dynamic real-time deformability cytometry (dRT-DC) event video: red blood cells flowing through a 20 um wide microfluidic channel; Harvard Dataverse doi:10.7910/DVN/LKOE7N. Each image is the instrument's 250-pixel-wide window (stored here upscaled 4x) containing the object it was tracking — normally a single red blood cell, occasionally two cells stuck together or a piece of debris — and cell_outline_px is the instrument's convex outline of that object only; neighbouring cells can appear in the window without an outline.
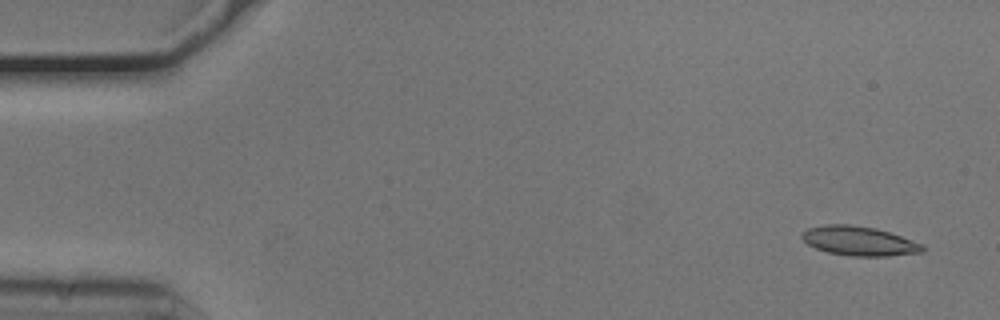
{"species": "common noctule bat (a hibernating species)", "species_latin": "Nyctalus noctula", "temperature_condition": "cold", "stored_images_in_passage": 7, "camera_frame_rate_fps": 3000, "um_per_image_px": 0.085, "animal": {"sex": "male", "body_mass_g": 20.5, "forearm_length_mm": 52.5}, "frame": {"image": 1, "passage_image": 1, "time_ms": 0.0, "image_size_px": [1000, 320], "cell_outline_px": [[924, 252], [888, 256], [852, 256], [828, 252], [816, 248], [808, 244], [800, 236], [808, 228], [824, 224], [852, 224], [876, 228], [924, 244]], "centroid_in_image_um": [73.04, 20.48], "position_along_channel_um": 12.0, "area_um2": 20.58}}
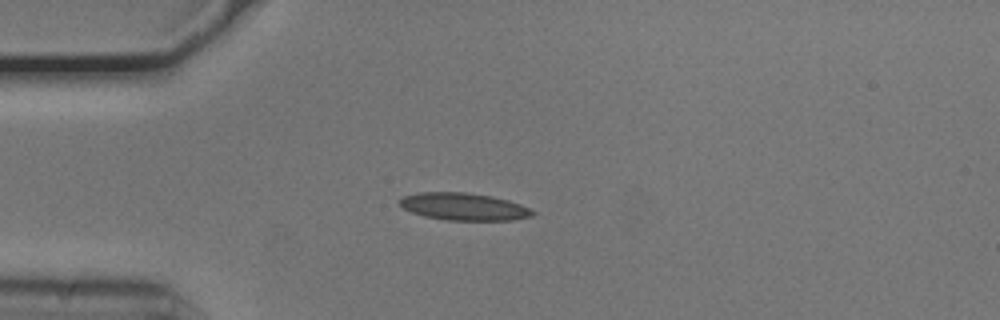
{"frame": {"image": 2, "passage_image": 4, "time_ms": 1.0, "image_size_px": [1000, 320], "cell_outline_px": [[536, 212], [532, 216], [512, 220], [444, 220], [424, 216], [412, 212], [404, 208], [400, 204], [400, 200], [404, 196], [420, 192], [464, 192], [492, 196], [508, 200], [520, 204]], "centroid_in_image_um": [39.43, 17.56], "position_along_channel_um": 45.6, "area_um2": 21.04}}